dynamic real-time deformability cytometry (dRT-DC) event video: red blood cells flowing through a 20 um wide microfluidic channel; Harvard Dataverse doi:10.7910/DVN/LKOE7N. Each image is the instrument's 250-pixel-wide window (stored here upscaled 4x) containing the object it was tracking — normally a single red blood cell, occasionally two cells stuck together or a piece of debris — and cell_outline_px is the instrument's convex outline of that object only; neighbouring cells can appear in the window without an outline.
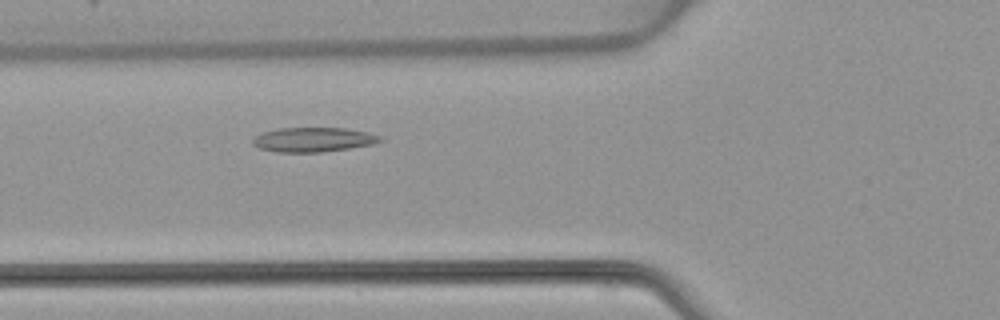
{"species": "common noctule bat (a hibernating species)", "species_latin": "Nyctalus noctula", "temperature_condition": "warm", "stored_images_in_passage": 5, "camera_frame_rate_fps": 3000, "um_per_image_px": 0.085, "animal": {"sex": "female", "body_mass_g": 22.7, "forearm_length_mm": 54.2}, "frame": {"image": 1, "passage_image": 5, "time_ms": 5.0, "image_size_px": [1000, 320], "cell_outline_px": [[384, 140], [372, 144], [348, 148], [320, 152], [276, 152], [260, 148], [252, 144], [252, 140], [256, 136], [264, 132], [280, 128], [344, 128], [368, 132], [380, 136]], "centroid_in_image_um": [26.63, 11.87], "position_along_channel_um": 99.2, "area_um2": 17.98}}